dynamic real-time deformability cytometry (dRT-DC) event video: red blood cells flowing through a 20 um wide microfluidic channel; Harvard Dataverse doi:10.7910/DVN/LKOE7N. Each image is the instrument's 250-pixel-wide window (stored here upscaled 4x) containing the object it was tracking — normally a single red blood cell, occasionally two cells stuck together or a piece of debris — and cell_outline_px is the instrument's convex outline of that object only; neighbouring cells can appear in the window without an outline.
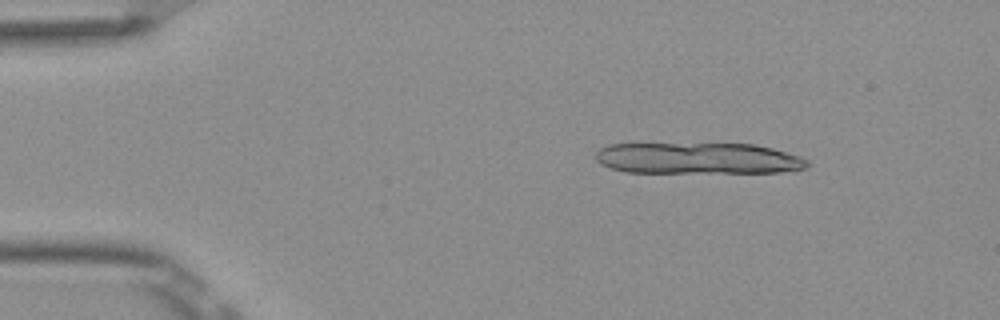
{"species": "Egyptian fruit bat (a non-hibernating species)", "species_latin": "Rousettus aegyptiacus", "temperature_condition": "room temperature", "stored_images_in_passage": 9, "camera_frame_rate_fps": 3000, "um_per_image_px": 0.085, "frame": {"image": 1, "passage_image": 2, "time_ms": 0.333, "image_size_px": [1000, 320], "cell_outline_px": [[808, 168], [780, 172], [624, 172], [600, 164], [596, 160], [596, 152], [600, 148], [608, 144], [756, 144], [772, 148], [800, 156], [808, 160]], "centroid_in_image_um": [59.34, 13.46], "position_along_channel_um": 25.7, "area_um2": 38.55}}